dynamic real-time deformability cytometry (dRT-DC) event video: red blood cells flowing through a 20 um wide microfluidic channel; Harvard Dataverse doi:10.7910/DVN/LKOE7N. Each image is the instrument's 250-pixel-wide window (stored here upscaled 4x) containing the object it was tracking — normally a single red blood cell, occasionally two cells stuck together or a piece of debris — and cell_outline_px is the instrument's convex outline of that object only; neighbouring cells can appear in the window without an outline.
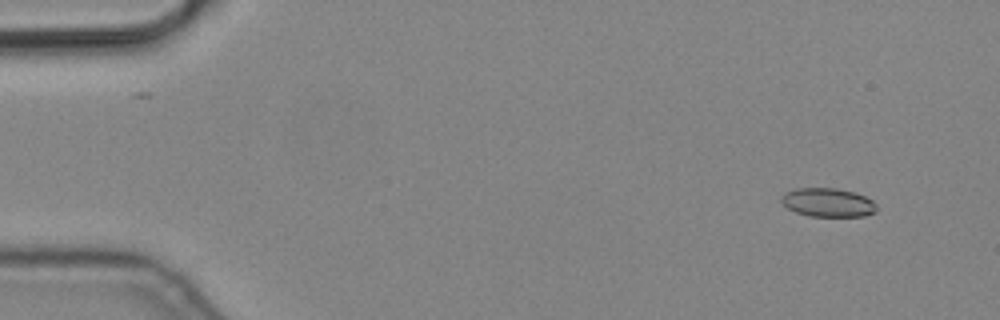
{"species": "common noctule bat (a hibernating species)", "species_latin": "Nyctalus noctula", "temperature_condition": "cold", "stored_images_in_passage": 7, "camera_frame_rate_fps": 3000, "um_per_image_px": 0.085, "animal": {"sex": "male", "body_mass_g": 19.2, "forearm_length_mm": 51.8}, "frame": {"image": 1, "passage_image": 2, "time_ms": 0.333, "image_size_px": [1000, 320], "cell_outline_px": [[876, 212], [864, 216], [808, 216], [796, 212], [788, 208], [780, 200], [784, 192], [796, 188], [836, 188], [852, 192], [864, 196], [872, 200], [876, 204]], "centroid_in_image_um": [70.36, 17.21], "position_along_channel_um": 14.6, "area_um2": 15.9}}
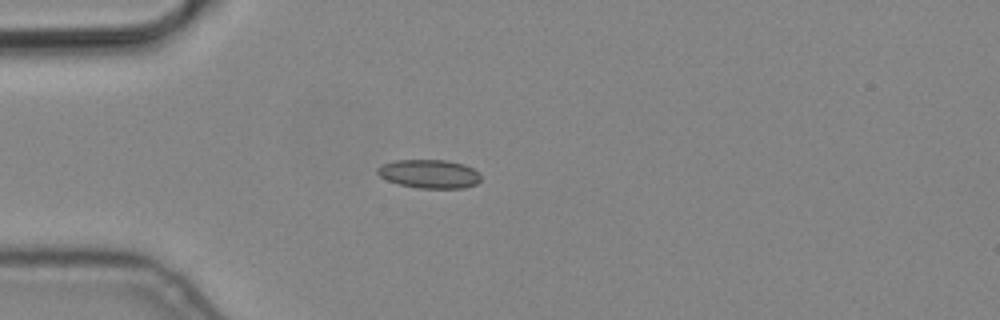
{"frame": {"image": 2, "passage_image": 5, "time_ms": 1.333, "image_size_px": [1000, 320], "cell_outline_px": [[480, 180], [476, 184], [464, 188], [420, 188], [400, 184], [388, 180], [380, 176], [376, 172], [376, 168], [384, 164], [396, 160], [444, 160], [464, 164], [480, 172]], "centroid_in_image_um": [36.51, 14.78], "position_along_channel_um": 48.5, "area_um2": 17.17}}
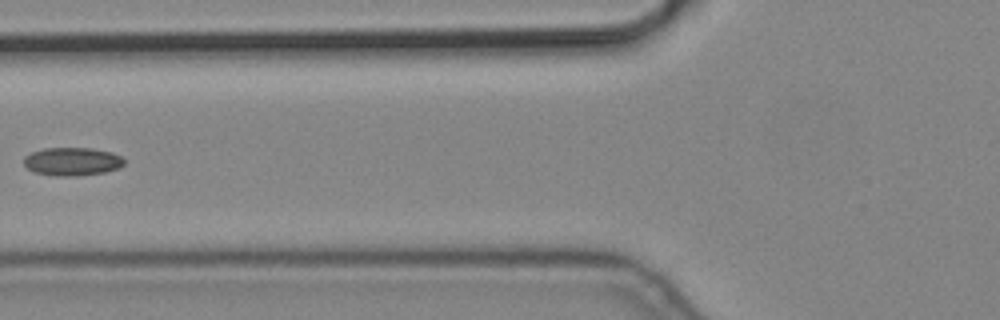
{"frame": {"image": 3, "passage_image": 7, "time_ms": 2.0, "image_size_px": [1000, 320], "cell_outline_px": [[124, 164], [120, 168], [104, 172], [76, 176], [56, 176], [36, 172], [28, 168], [24, 164], [24, 156], [32, 152], [44, 148], [92, 148], [112, 152], [120, 156], [124, 160]], "centroid_in_image_um": [6.15, 13.72], "position_along_channel_um": 119.6, "area_um2": 16.47}}